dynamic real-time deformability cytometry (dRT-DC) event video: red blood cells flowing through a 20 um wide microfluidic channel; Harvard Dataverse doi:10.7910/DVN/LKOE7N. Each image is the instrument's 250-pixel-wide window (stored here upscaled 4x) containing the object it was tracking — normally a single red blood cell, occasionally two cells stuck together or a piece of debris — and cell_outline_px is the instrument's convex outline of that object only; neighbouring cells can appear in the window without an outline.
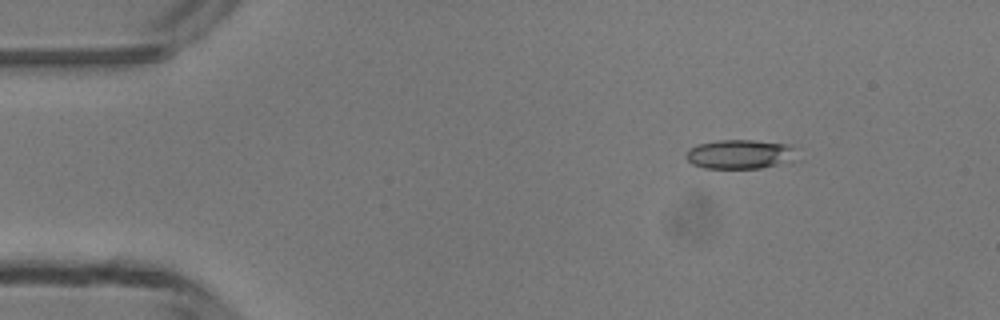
{"species": "common noctule bat (a hibernating species)", "species_latin": "Nyctalus noctula", "temperature_condition": "room temperature", "stored_images_in_passage": 3, "camera_frame_rate_fps": 3000, "um_per_image_px": 0.085, "animal": {"sex": "male", "body_mass_g": 13.3}, "frame": {"image": 1, "passage_image": 1, "time_ms": 0.0, "image_size_px": [1000, 320], "cell_outline_px": [[800, 160], [760, 168], [704, 168], [692, 164], [684, 156], [684, 152], [688, 148], [696, 144], [716, 140], [752, 140], [792, 144], [800, 148]], "centroid_in_image_um": [63.01, 13.1], "position_along_channel_um": 22.0, "area_um2": 19.83}}
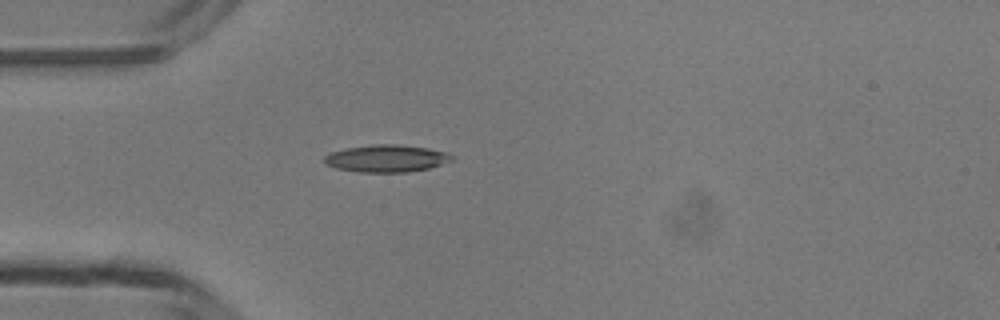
{"frame": {"image": 2, "passage_image": 3, "time_ms": 2.333, "image_size_px": [1000, 320], "cell_outline_px": [[456, 156], [452, 160], [428, 168], [408, 172], [360, 172], [336, 168], [324, 164], [324, 156], [332, 152], [344, 148], [376, 144], [396, 144], [428, 148], [444, 152]], "centroid_in_image_um": [32.82, 13.46], "position_along_channel_um": 52.2, "area_um2": 20.17}}